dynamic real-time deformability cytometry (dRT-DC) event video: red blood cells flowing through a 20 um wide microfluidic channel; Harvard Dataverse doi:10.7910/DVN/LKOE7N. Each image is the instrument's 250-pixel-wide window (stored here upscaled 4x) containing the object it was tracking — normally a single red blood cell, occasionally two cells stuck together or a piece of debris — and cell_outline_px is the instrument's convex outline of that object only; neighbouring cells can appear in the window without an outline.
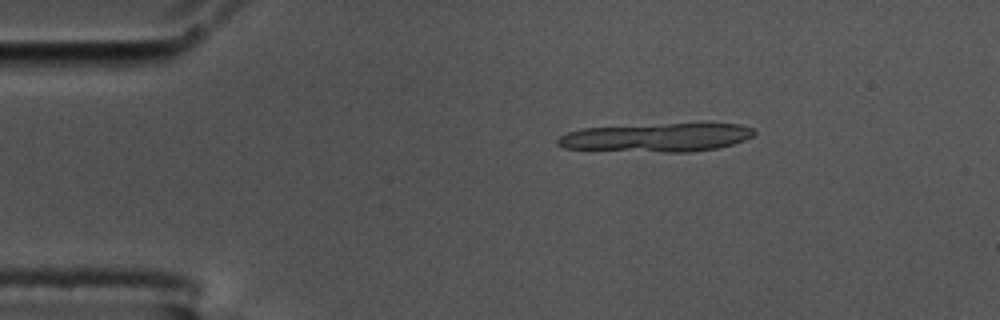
{"species": "common noctule bat (a hibernating species)", "species_latin": "Nyctalus noctula", "temperature_condition": "cold", "stored_images_in_passage": 23, "segment_of_instrument_passage": [1, 2], "camera_frame_rate_fps": 3000, "um_per_image_px": 0.085, "animal": {"sex": "male", "body_mass_g": 17.5, "forearm_length_mm": 52.3}, "frame": {"image": 1, "passage_image": 7, "time_ms": 2.0, "image_size_px": [1000, 320], "cell_outline_px": [[756, 132], [752, 136], [744, 140], [732, 144], [716, 148], [692, 152], [664, 152], [564, 148], [556, 144], [556, 140], [560, 136], [568, 132], [580, 128], [704, 120], [708, 120], [740, 124], [756, 128]], "centroid_in_image_um": [55.95, 11.62], "position_along_channel_um": 29.0, "area_um2": 34.28}}